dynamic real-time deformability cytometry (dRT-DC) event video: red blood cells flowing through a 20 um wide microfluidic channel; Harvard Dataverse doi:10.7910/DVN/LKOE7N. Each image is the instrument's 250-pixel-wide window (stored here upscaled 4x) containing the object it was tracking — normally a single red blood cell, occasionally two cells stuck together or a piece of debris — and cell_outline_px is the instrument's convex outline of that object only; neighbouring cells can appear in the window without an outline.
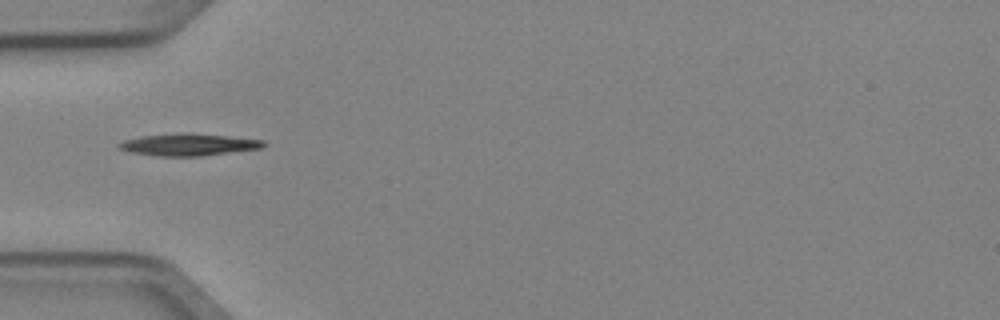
{"species": "Egyptian fruit bat (a non-hibernating species)", "species_latin": "Rousettus aegyptiacus", "temperature_condition": "cold", "stored_images_in_passage": 2, "camera_frame_rate_fps": 3000, "um_per_image_px": 0.085, "animal": {"sex": "female"}, "frame": {"image": 1, "passage_image": 1, "time_ms": 0.0, "image_size_px": [1000, 320], "cell_outline_px": [[268, 144], [260, 148], [200, 156], [160, 156], [128, 152], [116, 148], [116, 144], [124, 140], [140, 136], [228, 136], [264, 140]], "centroid_in_image_um": [15.99, 12.35], "position_along_channel_um": 69.0, "area_um2": 17.4}}
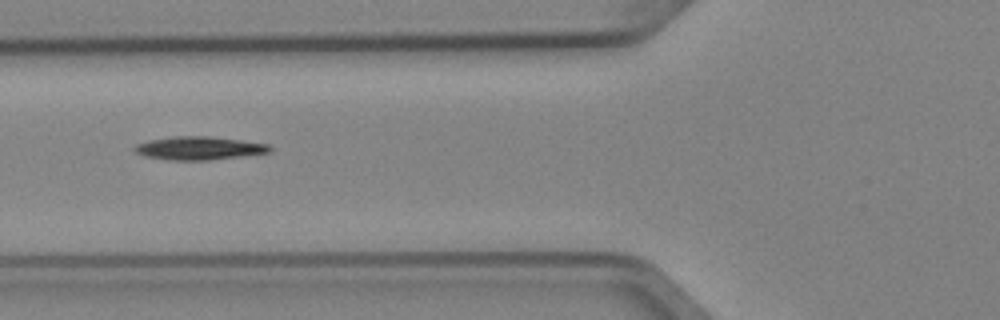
{"frame": {"image": 2, "passage_image": 2, "time_ms": 0.333, "image_size_px": [1000, 320], "cell_outline_px": [[272, 148], [268, 152], [244, 156], [208, 160], [168, 160], [144, 156], [136, 152], [132, 148], [136, 144], [148, 140], [172, 136], [208, 136], [240, 140], [268, 144]], "centroid_in_image_um": [16.87, 12.59], "position_along_channel_um": 108.9, "area_um2": 18.32}}